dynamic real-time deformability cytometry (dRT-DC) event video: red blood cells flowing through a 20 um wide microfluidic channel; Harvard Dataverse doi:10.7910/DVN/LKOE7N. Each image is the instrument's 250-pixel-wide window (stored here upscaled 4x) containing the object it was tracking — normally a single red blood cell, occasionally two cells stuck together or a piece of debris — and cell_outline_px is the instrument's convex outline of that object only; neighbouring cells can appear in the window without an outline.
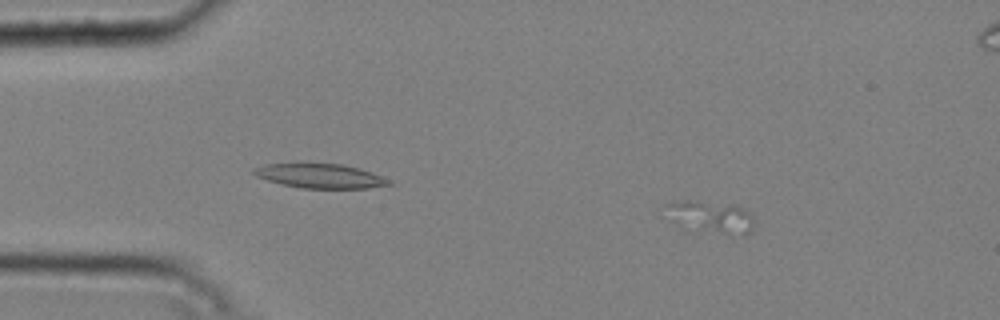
{"species": "common noctule bat (a hibernating species)", "species_latin": "Nyctalus noctula", "temperature_condition": "cold", "stored_images_in_passage": 5, "camera_frame_rate_fps": 3000, "um_per_image_px": 0.085, "animal": {"sex": "male", "body_mass_g": 20.4}, "frame": {"image": 1, "passage_image": 2, "time_ms": 0.333, "image_size_px": [1000, 320], "cell_outline_px": [[752, 228], [748, 236], [728, 236], [684, 232], [660, 216], [664, 204], [684, 200], [688, 200], [736, 204], [744, 208], [752, 216]], "centroid_in_image_um": [60.23, 18.52], "position_along_channel_um": 24.8, "area_um2": 18.79}}